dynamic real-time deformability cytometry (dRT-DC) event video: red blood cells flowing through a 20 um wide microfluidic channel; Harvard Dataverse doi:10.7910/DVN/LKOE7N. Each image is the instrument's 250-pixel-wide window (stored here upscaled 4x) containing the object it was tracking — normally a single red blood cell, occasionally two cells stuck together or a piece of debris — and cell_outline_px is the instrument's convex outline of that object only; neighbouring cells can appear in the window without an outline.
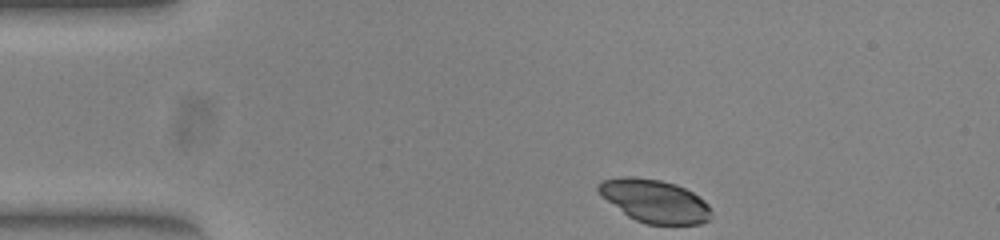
{"species": "common noctule bat (a hibernating species)", "species_latin": "Nyctalus noctula", "temperature_condition": "warm", "stored_images_in_passage": 45, "camera_frame_rate_fps": 3000, "um_per_image_px": 0.085, "animal": {"sex": "female", "body_mass_g": 23.0, "forearm_length_mm": 53.4}, "frame": {"image": 1, "passage_image": 1, "time_ms": 0.0, "image_size_px": [1000, 240], "cell_outline_px": [[712, 216], [708, 220], [700, 224], [648, 224], [636, 220], [628, 216], [600, 196], [596, 188], [596, 184], [604, 180], [620, 176], [632, 176], [660, 180], [676, 184], [692, 192], [704, 200], [708, 204], [712, 212]], "centroid_in_image_um": [55.62, 17.07], "position_along_channel_um": 29.4, "area_um2": 28.38}}